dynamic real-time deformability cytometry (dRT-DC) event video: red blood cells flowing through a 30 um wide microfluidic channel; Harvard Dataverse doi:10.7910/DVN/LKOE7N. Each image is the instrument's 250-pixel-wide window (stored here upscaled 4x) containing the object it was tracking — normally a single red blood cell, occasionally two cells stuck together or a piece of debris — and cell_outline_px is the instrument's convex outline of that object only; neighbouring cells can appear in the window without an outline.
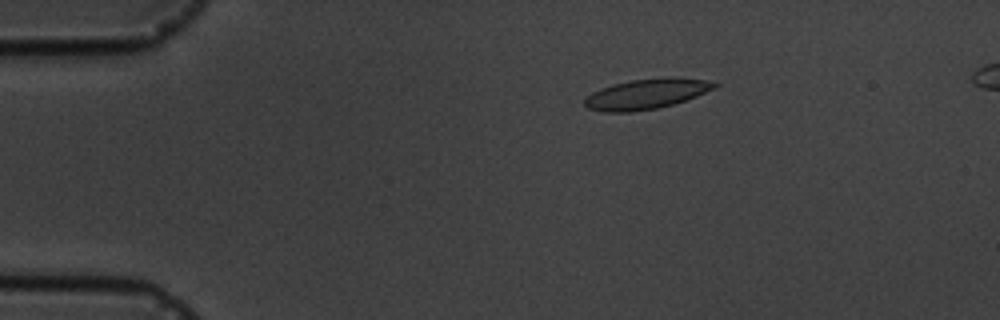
{"species": "common noctule bat (a hibernating species)", "species_latin": "Nyctalus noctula", "temperature_condition": "cold", "stored_images_in_passage": 6, "camera_frame_rate_fps": 3000, "um_per_image_px": 0.085, "animal": {"sex": "male", "body_mass_g": 19.5, "forearm_length_mm": 54.6}, "frame": {"image": 1, "passage_image": 3, "time_ms": 2.333, "image_size_px": [1000, 320], "cell_outline_px": [[720, 84], [716, 88], [696, 96], [672, 104], [656, 108], [632, 112], [604, 112], [588, 108], [584, 104], [584, 100], [592, 92], [600, 88], [612, 84], [632, 80], [672, 76], [676, 76], [704, 80]], "centroid_in_image_um": [54.94, 7.97], "position_along_channel_um": 30.1, "area_um2": 22.83}}
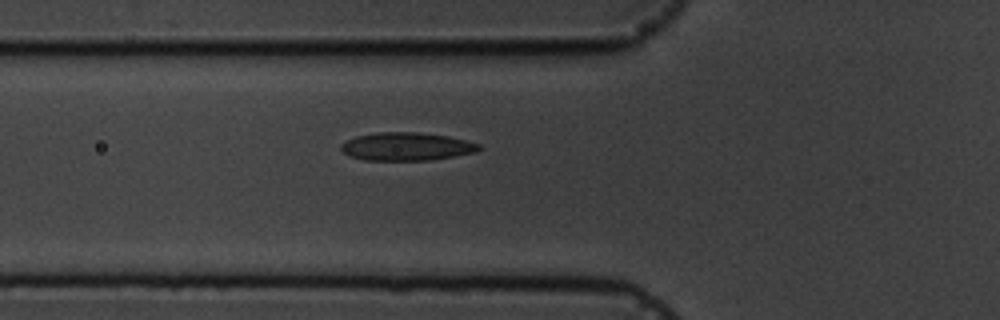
{"frame": {"image": 2, "passage_image": 6, "time_ms": 5.667, "image_size_px": [1000, 320], "cell_outline_px": [[480, 148], [476, 152], [432, 160], [364, 160], [348, 156], [340, 148], [340, 144], [356, 136], [376, 132], [420, 132], [448, 136], [480, 144]], "centroid_in_image_um": [34.53, 12.45], "position_along_channel_um": 91.3, "area_um2": 22.6}}